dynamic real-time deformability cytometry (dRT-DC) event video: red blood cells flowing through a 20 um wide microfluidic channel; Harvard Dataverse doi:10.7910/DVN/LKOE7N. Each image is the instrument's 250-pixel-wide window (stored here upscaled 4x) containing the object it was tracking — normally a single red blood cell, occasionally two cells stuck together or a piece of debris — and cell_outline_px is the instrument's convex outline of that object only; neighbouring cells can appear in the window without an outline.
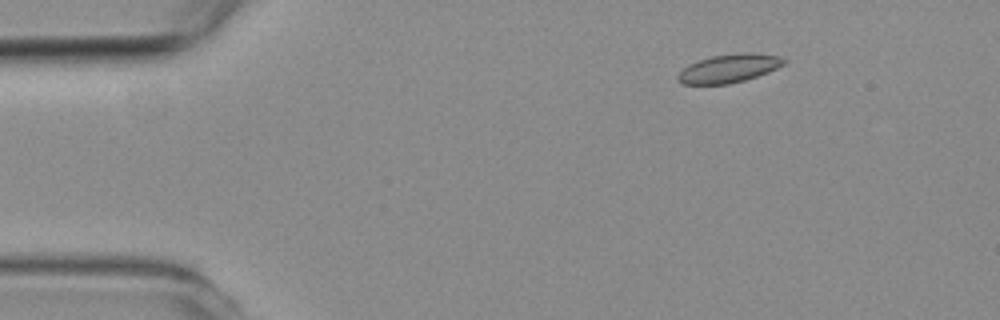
{"species": "common noctule bat (a hibernating species)", "species_latin": "Nyctalus noctula", "temperature_condition": "room temperature", "stored_images_in_passage": 5, "camera_frame_rate_fps": 3000, "um_per_image_px": 0.085, "animal": {"sex": "female", "body_mass_g": 19.3, "forearm_length_mm": 54.1}, "frame": {"image": 1, "passage_image": 1, "time_ms": 0.0, "image_size_px": [1000, 320], "cell_outline_px": [[788, 60], [784, 64], [768, 72], [744, 80], [728, 84], [684, 84], [676, 80], [676, 76], [684, 68], [700, 60], [712, 56], [744, 52], [752, 52], [780, 56]], "centroid_in_image_um": [61.99, 5.81], "position_along_channel_um": 23.0, "area_um2": 17.4}}
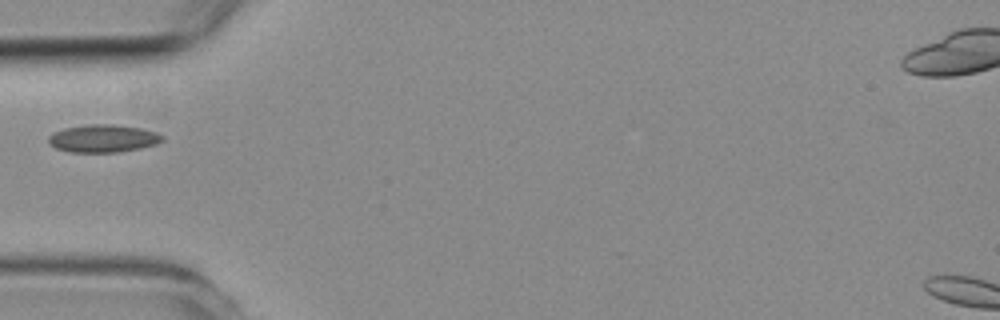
{"frame": {"image": 2, "passage_image": 4, "time_ms": 3.333, "image_size_px": [1000, 320], "cell_outline_px": [[164, 140], [156, 144], [140, 148], [116, 152], [72, 152], [56, 148], [48, 144], [48, 136], [64, 128], [88, 124], [112, 124], [140, 128], [156, 132], [164, 136]], "centroid_in_image_um": [8.77, 11.76], "position_along_channel_um": 76.2, "area_um2": 18.32}}
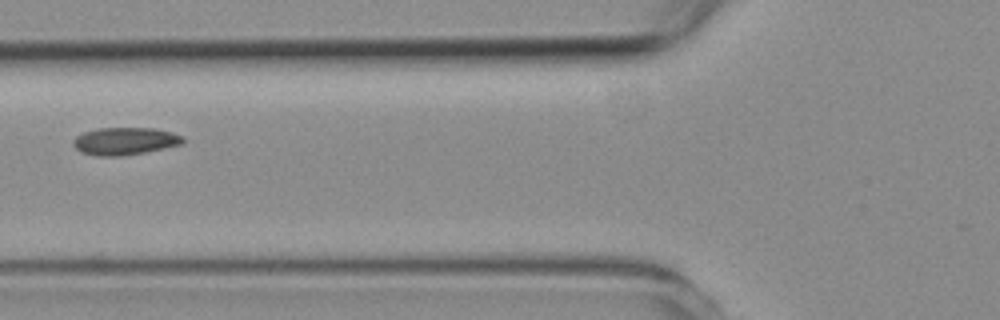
{"frame": {"image": 3, "passage_image": 5, "time_ms": 4.333, "image_size_px": [1000, 320], "cell_outline_px": [[184, 144], [124, 156], [96, 156], [80, 152], [72, 144], [72, 140], [76, 136], [84, 132], [96, 128], [156, 128], [172, 132], [184, 136]], "centroid_in_image_um": [10.62, 11.99], "position_along_channel_um": 115.2, "area_um2": 17.8}}